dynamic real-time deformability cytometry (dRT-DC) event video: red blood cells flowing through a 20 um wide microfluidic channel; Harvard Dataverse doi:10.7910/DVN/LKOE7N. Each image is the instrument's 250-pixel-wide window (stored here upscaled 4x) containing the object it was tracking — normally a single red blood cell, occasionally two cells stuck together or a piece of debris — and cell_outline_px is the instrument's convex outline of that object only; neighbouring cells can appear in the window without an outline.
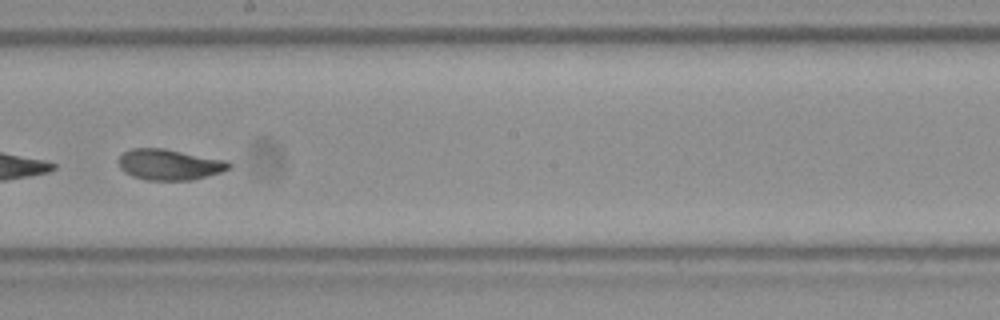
{"species": "Egyptian fruit bat (a non-hibernating species)", "species_latin": "Rousettus aegyptiacus", "temperature_condition": "room temperature", "stored_images_in_passage": 13, "camera_frame_rate_fps": 3000, "um_per_image_px": 0.085, "frame": {"image": 1, "passage_image": 8, "time_ms": 2.333, "image_size_px": [1000, 320], "cell_outline_px": [[232, 164], [228, 168], [220, 172], [192, 180], [144, 180], [132, 176], [124, 172], [120, 168], [116, 160], [124, 152], [132, 148], [164, 148], [228, 160]], "centroid_in_image_um": [14.36, 13.98], "position_along_channel_um": 233.8, "area_um2": 20.0}}
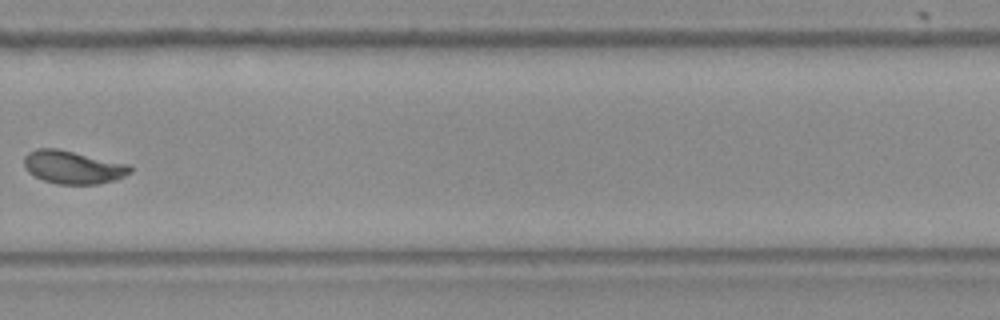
{"frame": {"image": 2, "passage_image": 10, "time_ms": 3.0, "image_size_px": [1000, 320], "cell_outline_px": [[132, 172], [116, 180], [96, 184], [56, 184], [44, 180], [28, 172], [24, 168], [24, 156], [28, 152], [36, 148], [56, 148], [128, 164], [132, 168]], "centroid_in_image_um": [6.18, 14.21], "position_along_channel_um": 323.6, "area_um2": 20.4}}
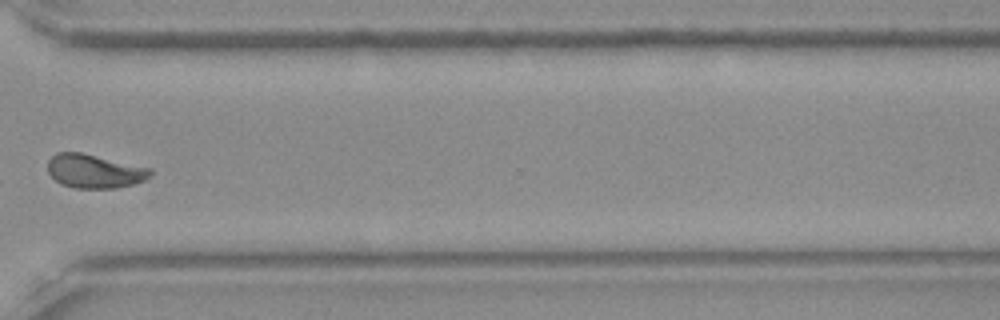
{"frame": {"image": 3, "passage_image": 11, "time_ms": 3.333, "image_size_px": [1000, 320], "cell_outline_px": [[152, 176], [144, 180], [132, 184], [116, 188], [76, 188], [60, 184], [48, 172], [48, 160], [56, 152], [80, 152], [152, 168]], "centroid_in_image_um": [8.04, 14.54], "position_along_channel_um": 362.6, "area_um2": 20.23}}